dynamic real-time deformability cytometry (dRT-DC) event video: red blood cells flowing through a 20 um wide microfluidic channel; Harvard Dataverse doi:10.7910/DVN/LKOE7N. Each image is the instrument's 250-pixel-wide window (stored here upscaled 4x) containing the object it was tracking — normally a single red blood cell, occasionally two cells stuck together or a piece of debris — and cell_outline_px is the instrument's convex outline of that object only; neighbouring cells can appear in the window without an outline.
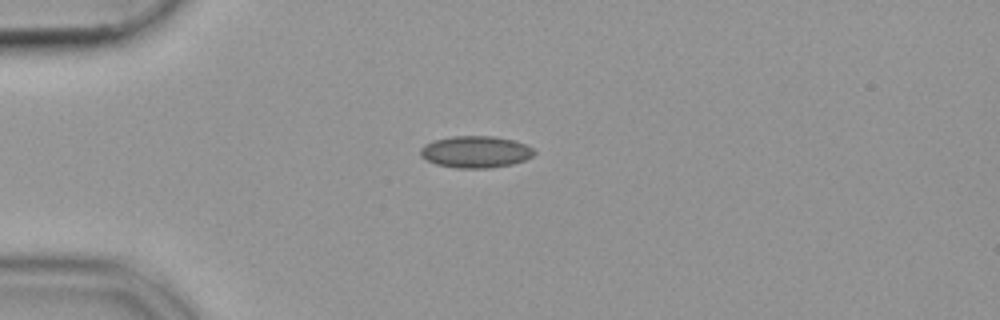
{"species": "common noctule bat (a hibernating species)", "species_latin": "Nyctalus noctula", "temperature_condition": "cold", "stored_images_in_passage": 40, "camera_frame_rate_fps": 3000, "um_per_image_px": 0.085, "animal": {"sex": "female", "body_mass_g": 19.9}, "frame": {"image": 1, "passage_image": 1, "time_ms": 0.0, "image_size_px": [1000, 320], "cell_outline_px": [[536, 152], [532, 156], [524, 160], [512, 164], [492, 168], [456, 168], [436, 164], [420, 156], [420, 148], [436, 140], [452, 136], [492, 136], [512, 140], [524, 144], [532, 148]], "centroid_in_image_um": [40.43, 12.92], "position_along_channel_um": 44.6, "area_um2": 20.87}}
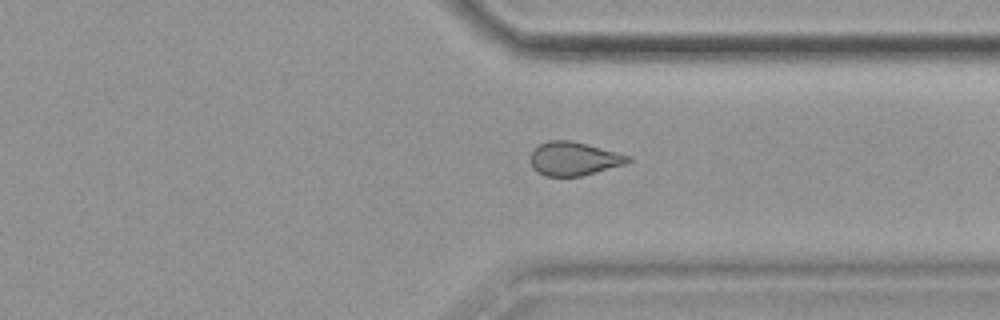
{"frame": {"image": 2, "passage_image": 28, "time_ms": 9.0, "image_size_px": [1000, 320], "cell_outline_px": [[632, 160], [624, 164], [580, 176], [544, 176], [536, 172], [532, 168], [528, 160], [532, 152], [540, 144], [548, 140], [572, 140], [588, 144], [632, 156]], "centroid_in_image_um": [48.74, 13.48], "position_along_channel_um": 362.7, "area_um2": 19.25}}
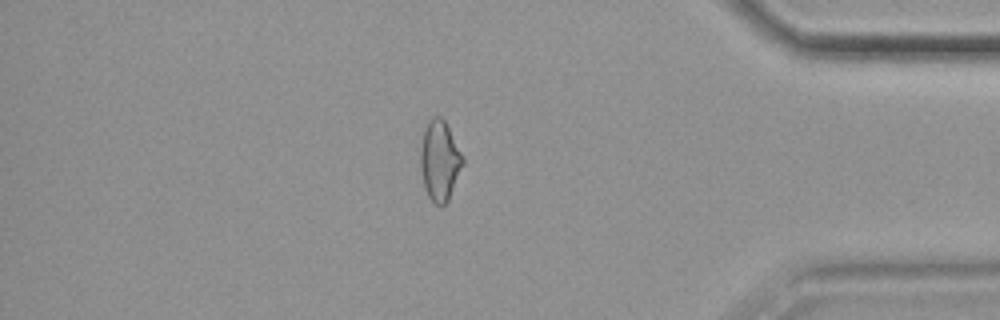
{"frame": {"image": 3, "passage_image": 33, "time_ms": 10.667, "image_size_px": [1000, 320], "cell_outline_px": [[464, 164], [448, 200], [440, 208], [428, 196], [424, 188], [420, 168], [420, 152], [424, 132], [428, 120], [432, 116], [440, 116], [444, 120], [464, 156]], "centroid_in_image_um": [37.38, 13.67], "position_along_channel_um": 397.8, "area_um2": 19.83}}